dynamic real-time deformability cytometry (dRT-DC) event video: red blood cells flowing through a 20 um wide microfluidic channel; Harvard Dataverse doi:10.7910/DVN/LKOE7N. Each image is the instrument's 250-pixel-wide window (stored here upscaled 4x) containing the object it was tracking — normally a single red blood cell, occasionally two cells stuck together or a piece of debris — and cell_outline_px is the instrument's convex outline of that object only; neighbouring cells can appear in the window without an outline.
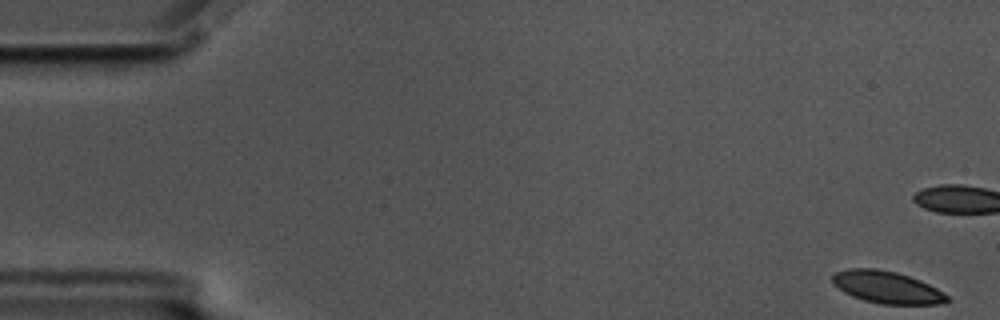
{"species": "common noctule bat (a hibernating species)", "species_latin": "Nyctalus noctula", "temperature_condition": "cold", "stored_images_in_passage": 58, "camera_frame_rate_fps": 3000, "um_per_image_px": 0.085, "animal": {"sex": "male", "body_mass_g": 17.5, "forearm_length_mm": 52.3}, "frame": {"image": 1, "passage_image": 1, "time_ms": 0.0, "image_size_px": [1000, 320], "cell_outline_px": [[948, 300], [944, 304], [880, 304], [864, 300], [852, 296], [844, 292], [832, 284], [832, 276], [836, 272], [848, 268], [876, 268], [896, 272], [920, 280], [944, 292], [948, 296]], "centroid_in_image_um": [75.37, 24.41], "position_along_channel_um": 9.6, "area_um2": 21.5}, "authors_computed_cell_mechanics": {"area_um2": 22.4553, "velocity_mm_per_s": 3.4785, "shape_relaxation_time_tau1_ms": 3.5803, "shape_relaxation_time_tau2_ms": 1.788, "deformation_change_tau1": 0.0948, "deformation_change_tau2": 0.0607}}